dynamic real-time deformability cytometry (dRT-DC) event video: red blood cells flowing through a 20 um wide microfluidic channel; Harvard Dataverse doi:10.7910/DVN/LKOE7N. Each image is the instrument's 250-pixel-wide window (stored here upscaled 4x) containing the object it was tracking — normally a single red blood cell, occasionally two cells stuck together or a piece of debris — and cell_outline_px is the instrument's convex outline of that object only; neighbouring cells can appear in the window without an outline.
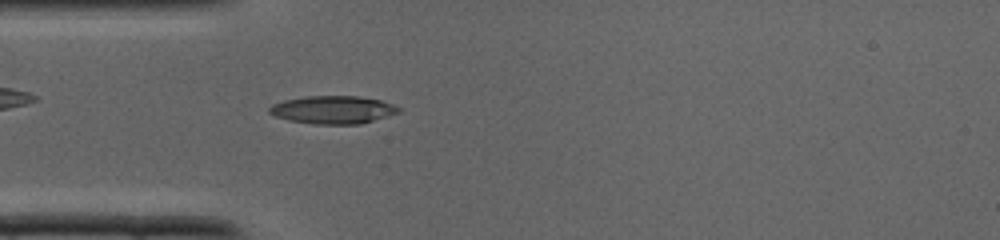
{"species": "common noctule bat (a hibernating species)", "species_latin": "Nyctalus noctula", "temperature_condition": "cold", "stored_images_in_passage": 27, "camera_frame_rate_fps": 3000, "um_per_image_px": 0.085, "animal": {"sex": "male", "body_mass_g": 19.0, "forearm_length_mm": 50.8}, "frame": {"image": 1, "passage_image": 1, "time_ms": 0.0, "image_size_px": [1000, 240], "cell_outline_px": [[400, 112], [388, 116], [360, 124], [316, 124], [288, 120], [276, 116], [268, 112], [268, 108], [272, 104], [284, 100], [308, 96], [360, 96], [380, 100], [392, 104], [400, 108]], "centroid_in_image_um": [28.3, 9.33], "position_along_channel_um": 56.7, "area_um2": 20.98}}
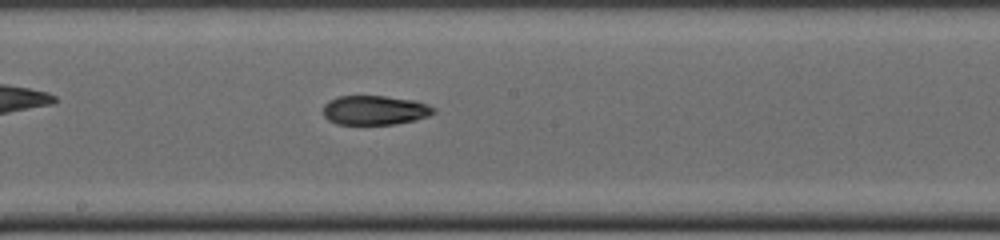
{"frame": {"image": 2, "passage_image": 10, "time_ms": 3.0, "image_size_px": [1000, 240], "cell_outline_px": [[436, 112], [428, 116], [416, 120], [396, 124], [336, 124], [328, 120], [324, 116], [324, 104], [340, 96], [384, 96], [416, 100], [436, 108]], "centroid_in_image_um": [31.9, 9.37], "position_along_channel_um": 216.3, "area_um2": 18.9}}
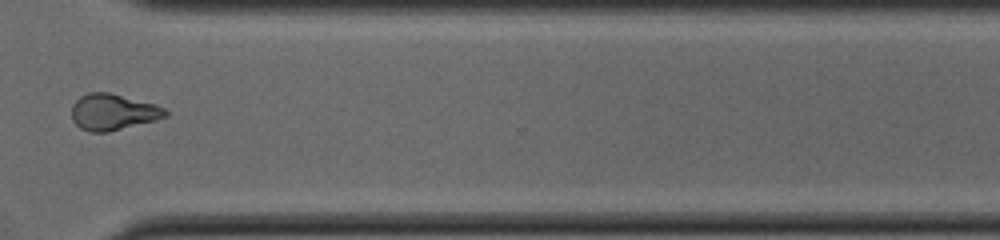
{"frame": {"image": 3, "passage_image": 18, "time_ms": 5.667, "image_size_px": [1000, 240], "cell_outline_px": [[168, 116], [156, 120], [108, 132], [88, 132], [80, 128], [72, 120], [72, 104], [80, 96], [88, 92], [108, 92], [156, 104], [164, 108], [168, 112]], "centroid_in_image_um": [9.6, 9.52], "position_along_channel_um": 361.0, "area_um2": 19.88}}